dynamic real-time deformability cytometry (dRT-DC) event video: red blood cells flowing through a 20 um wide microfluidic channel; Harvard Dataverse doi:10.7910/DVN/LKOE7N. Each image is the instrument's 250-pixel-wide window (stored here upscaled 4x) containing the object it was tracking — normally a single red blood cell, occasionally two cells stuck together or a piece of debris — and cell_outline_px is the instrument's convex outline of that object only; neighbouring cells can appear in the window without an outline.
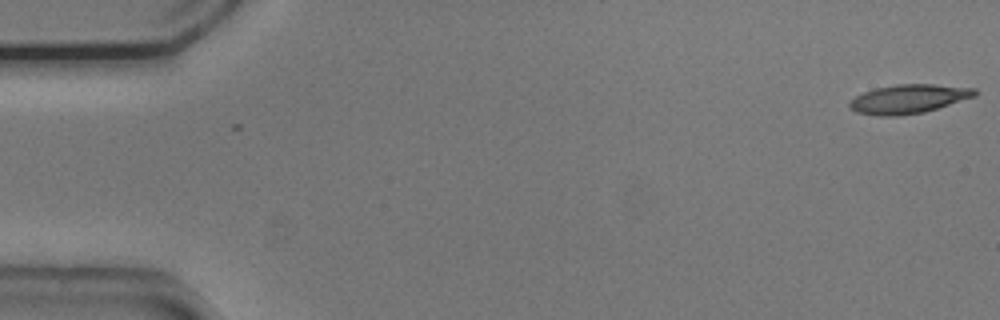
{"species": "common noctule bat (a hibernating species)", "species_latin": "Nyctalus noctula", "temperature_condition": "cold", "stored_images_in_passage": 3, "camera_frame_rate_fps": 3000, "um_per_image_px": 0.085, "animal": {"sex": "male", "body_mass_g": 20.5, "forearm_length_mm": 52.5}, "frame": {"image": 1, "passage_image": 3, "time_ms": 0.667, "image_size_px": [1000, 320], "cell_outline_px": [[976, 96], [924, 112], [900, 116], [880, 116], [856, 112], [848, 104], [856, 96], [864, 92], [876, 88], [896, 84], [932, 84], [976, 88]], "centroid_in_image_um": [77.24, 8.41], "position_along_channel_um": 7.8, "area_um2": 20.98}}